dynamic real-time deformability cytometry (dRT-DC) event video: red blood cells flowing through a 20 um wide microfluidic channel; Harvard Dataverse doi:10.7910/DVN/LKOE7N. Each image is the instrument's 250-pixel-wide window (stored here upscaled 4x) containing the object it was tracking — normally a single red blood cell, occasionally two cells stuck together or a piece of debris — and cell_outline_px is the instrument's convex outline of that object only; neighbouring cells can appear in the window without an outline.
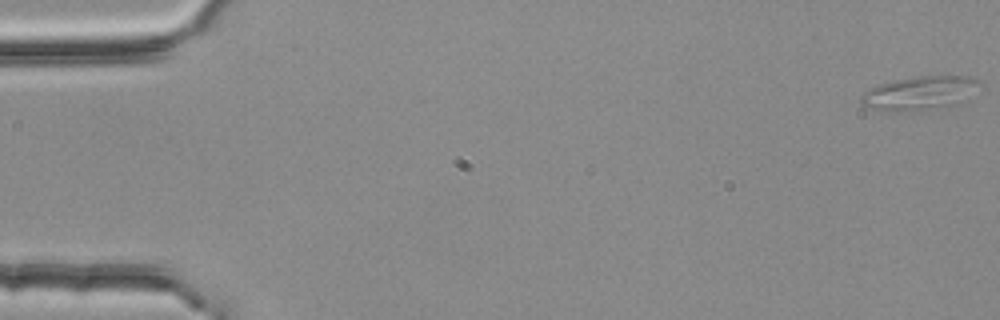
{"species": "common noctule bat (a hibernating species)", "species_latin": "Nyctalus noctula", "temperature_condition": "room temperature", "stored_images_in_passage": 3, "camera_frame_rate_fps": 3000, "um_per_image_px": 0.085, "animal": {"sex": "female", "body_mass_g": 25.1}, "frame": {"image": 1, "passage_image": 3, "time_ms": 0.667, "image_size_px": [1000, 320], "cell_outline_px": [[984, 88], [952, 104], [916, 112], [888, 112], [868, 108], [860, 104], [860, 96], [868, 88], [892, 80], [920, 76], [972, 76], [980, 80], [984, 84]], "centroid_in_image_um": [78.16, 7.91], "position_along_channel_um": 6.8, "area_um2": 23.87}}